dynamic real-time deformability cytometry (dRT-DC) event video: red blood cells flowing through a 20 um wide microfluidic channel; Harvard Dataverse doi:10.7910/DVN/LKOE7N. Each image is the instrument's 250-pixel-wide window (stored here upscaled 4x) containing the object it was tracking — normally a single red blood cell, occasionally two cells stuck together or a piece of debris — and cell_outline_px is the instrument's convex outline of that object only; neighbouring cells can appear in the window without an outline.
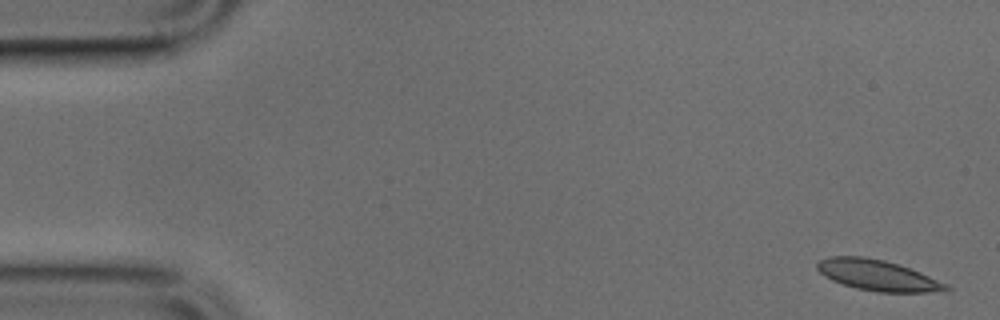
{"species": "common noctule bat (a hibernating species)", "species_latin": "Nyctalus noctula", "temperature_condition": "cold", "stored_images_in_passage": 49, "camera_frame_rate_fps": 3000, "um_per_image_px": 0.085, "animal": {"sex": "male", "body_mass_g": 17.9, "forearm_length_mm": 54.2}, "frame": {"image": 1, "passage_image": 2, "time_ms": 0.333, "image_size_px": [1000, 320], "cell_outline_px": [[952, 288], [948, 292], [876, 292], [856, 288], [832, 280], [824, 276], [816, 268], [816, 264], [820, 260], [828, 256], [864, 256], [884, 260], [920, 272], [948, 284]], "centroid_in_image_um": [74.62, 23.41], "position_along_channel_um": 10.4, "area_um2": 23.18}}
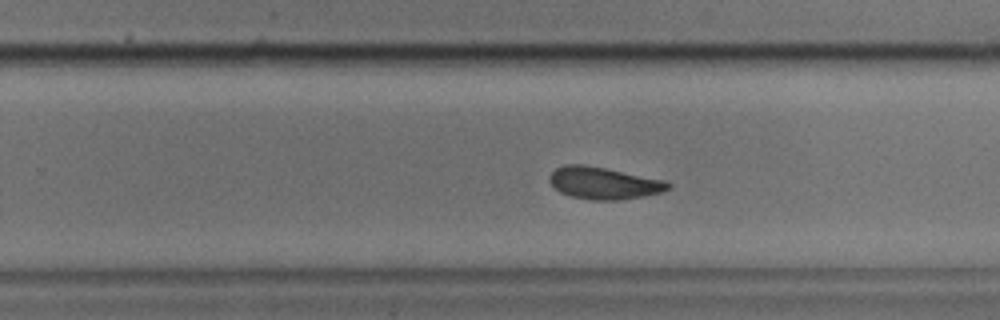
{"frame": {"image": 2, "passage_image": 31, "time_ms": 10.0, "image_size_px": [1000, 320], "cell_outline_px": [[672, 188], [660, 192], [640, 196], [616, 200], [588, 200], [572, 196], [560, 192], [548, 180], [548, 176], [556, 168], [564, 164], [584, 164], [664, 180], [672, 184]], "centroid_in_image_um": [51.28, 15.55], "position_along_channel_um": 278.5, "area_um2": 21.96}}
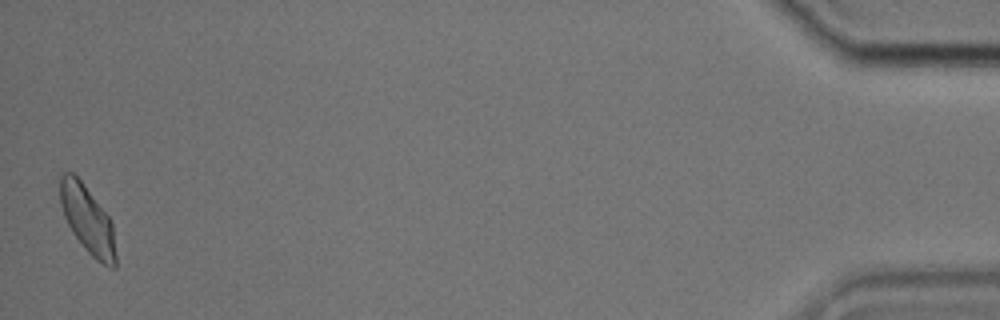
{"frame": {"image": 3, "passage_image": 49, "time_ms": 16.0, "image_size_px": [1000, 320], "cell_outline_px": [[116, 268], [112, 268], [96, 260], [84, 248], [72, 232], [64, 216], [60, 204], [60, 176], [64, 172], [72, 172], [80, 180], [112, 220], [116, 256]], "centroid_in_image_um": [7.44, 18.68], "position_along_channel_um": 427.8, "area_um2": 21.85}}